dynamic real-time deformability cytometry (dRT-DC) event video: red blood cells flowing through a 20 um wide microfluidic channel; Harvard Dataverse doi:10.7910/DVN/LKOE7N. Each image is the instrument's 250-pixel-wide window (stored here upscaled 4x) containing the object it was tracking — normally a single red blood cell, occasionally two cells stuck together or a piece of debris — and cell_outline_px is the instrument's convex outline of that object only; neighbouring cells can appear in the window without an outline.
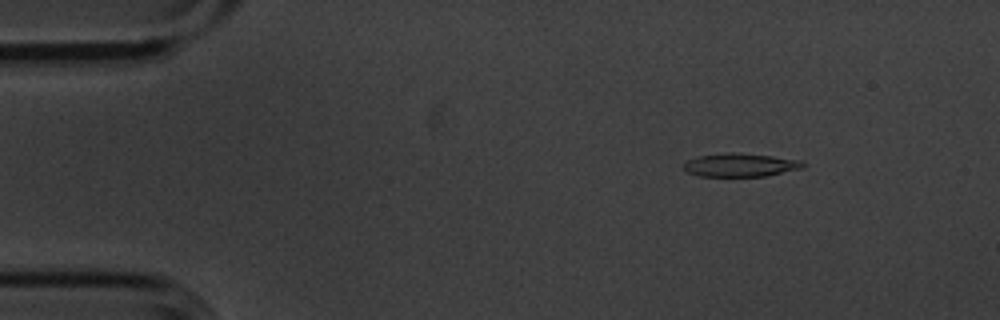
{"species": "common noctule bat (a hibernating species)", "species_latin": "Nyctalus noctula", "temperature_condition": "cold", "stored_images_in_passage": 5, "segment_of_instrument_passage": [1, 2], "camera_frame_rate_fps": 3000, "um_per_image_px": 0.085, "animal": {"sex": "male", "body_mass_g": 20.1, "forearm_length_mm": 53.5}, "frame": {"image": 1, "passage_image": 2, "time_ms": 0.333, "image_size_px": [1000, 320], "cell_outline_px": [[804, 168], [764, 176], [700, 176], [688, 172], [684, 168], [684, 164], [688, 160], [696, 156], [724, 152], [732, 152], [772, 156], [800, 160], [804, 164]], "centroid_in_image_um": [62.91, 14.01], "position_along_channel_um": 22.1, "area_um2": 16.18}}